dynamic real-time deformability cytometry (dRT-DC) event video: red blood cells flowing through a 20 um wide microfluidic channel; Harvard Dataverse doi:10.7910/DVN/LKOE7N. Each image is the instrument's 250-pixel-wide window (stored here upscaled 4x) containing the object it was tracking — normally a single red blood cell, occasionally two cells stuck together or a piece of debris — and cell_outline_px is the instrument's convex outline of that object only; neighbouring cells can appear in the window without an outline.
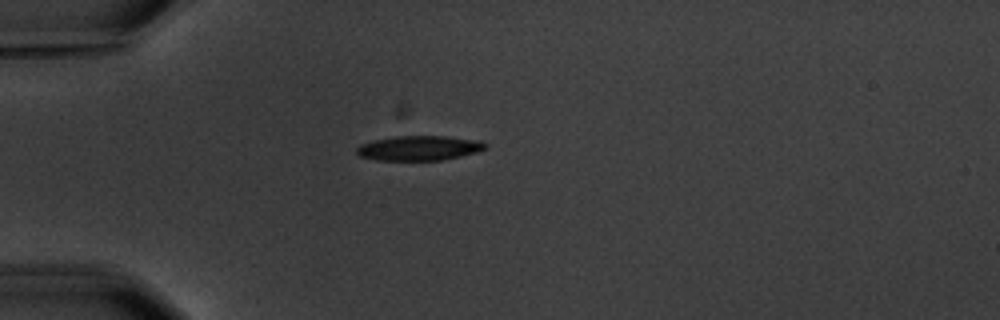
{"species": "common noctule bat (a hibernating species)", "species_latin": "Nyctalus noctula", "temperature_condition": "warm", "stored_images_in_passage": 1, "camera_frame_rate_fps": 3000, "um_per_image_px": 0.085, "animal": {"sex": "male", "body_mass_g": 20.1, "forearm_length_mm": 53.5}, "frame": {"image": 1, "passage_image": 1, "time_ms": 0.0, "image_size_px": [1000, 320], "cell_outline_px": [[488, 148], [476, 152], [460, 156], [440, 160], [376, 160], [360, 156], [356, 152], [356, 148], [360, 144], [372, 140], [396, 136], [448, 136], [480, 140], [488, 144]], "centroid_in_image_um": [35.64, 12.58], "position_along_channel_um": 49.4, "area_um2": 18.67}}